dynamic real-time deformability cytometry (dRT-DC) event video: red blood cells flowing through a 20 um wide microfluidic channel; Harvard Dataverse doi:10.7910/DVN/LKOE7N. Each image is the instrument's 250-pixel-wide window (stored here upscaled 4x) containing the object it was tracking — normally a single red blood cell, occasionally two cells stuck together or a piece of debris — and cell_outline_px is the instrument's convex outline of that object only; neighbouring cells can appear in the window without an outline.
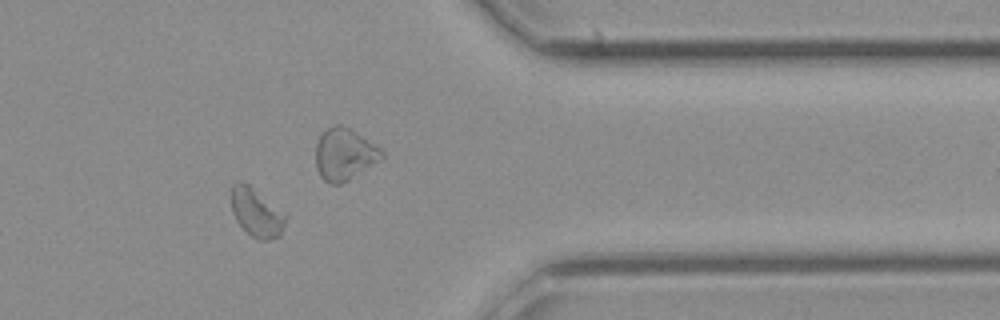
{"species": "common noctule bat (a hibernating species)", "species_latin": "Nyctalus noctula", "temperature_condition": "cold", "stored_images_in_passage": 22, "camera_frame_rate_fps": 3000, "um_per_image_px": 0.085, "animal": {"sex": "female", "body_mass_g": 21.9}, "frame": {"image": 1, "passage_image": 16, "time_ms": 5.0, "image_size_px": [1000, 320], "cell_outline_px": [[288, 216], [280, 236], [268, 240], [260, 240], [252, 236], [236, 220], [232, 212], [232, 184], [236, 180], [244, 180], [288, 212]], "centroid_in_image_um": [21.86, 18.01], "position_along_channel_um": 389.5, "area_um2": 15.95}}
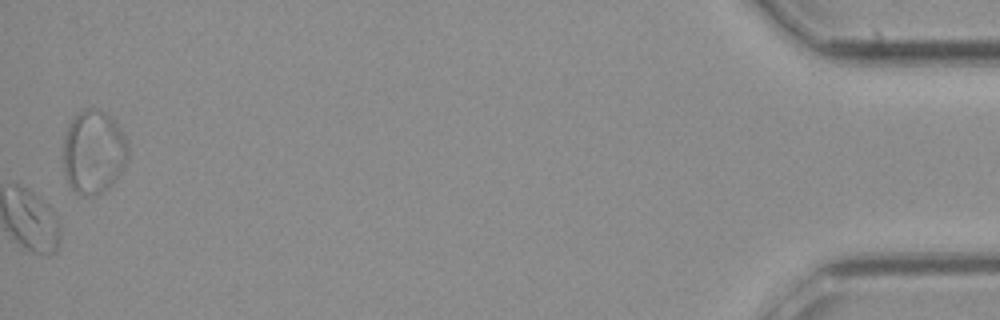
{"frame": {"image": 2, "passage_image": 22, "time_ms": 7.0, "image_size_px": [1000, 320], "cell_outline_px": [[128, 156], [120, 172], [112, 184], [108, 188], [100, 192], [88, 196], [76, 192], [72, 188], [64, 172], [64, 136], [68, 124], [84, 108], [92, 108], [104, 112], [120, 128], [128, 140]], "centroid_in_image_um": [7.95, 12.9], "position_along_channel_um": 427.2, "area_um2": 31.1}}